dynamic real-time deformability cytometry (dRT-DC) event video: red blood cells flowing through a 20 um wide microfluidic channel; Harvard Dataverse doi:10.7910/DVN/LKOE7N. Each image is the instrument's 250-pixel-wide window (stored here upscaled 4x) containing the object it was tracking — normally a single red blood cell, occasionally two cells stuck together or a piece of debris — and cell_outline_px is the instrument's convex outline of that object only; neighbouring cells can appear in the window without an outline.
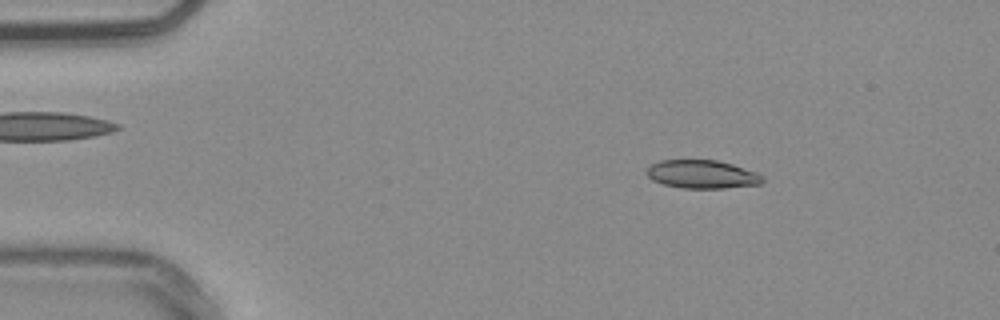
{"species": "common noctule bat (a hibernating species)", "species_latin": "Nyctalus noctula", "temperature_condition": "warm", "stored_images_in_passage": 53, "camera_frame_rate_fps": 3000, "um_per_image_px": 0.085, "animal": {"sex": "male", "body_mass_g": 20.4}, "frame": {"image": 1, "passage_image": 8, "time_ms": 2.333, "image_size_px": [1000, 320], "cell_outline_px": [[764, 180], [760, 184], [724, 188], [680, 188], [664, 184], [652, 180], [648, 176], [648, 168], [652, 164], [660, 160], [716, 160], [732, 164], [760, 172], [764, 176]], "centroid_in_image_um": [59.74, 14.81], "position_along_channel_um": 25.3, "area_um2": 19.19}}
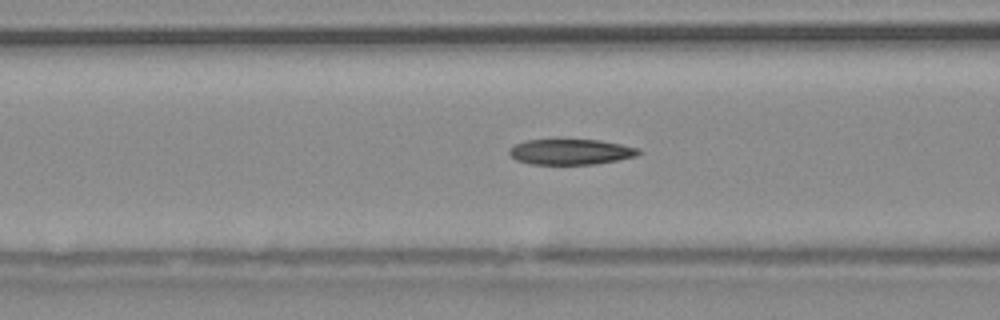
{"frame": {"image": 2, "passage_image": 21, "time_ms": 6.667, "image_size_px": [1000, 320], "cell_outline_px": [[644, 152], [636, 156], [596, 164], [532, 164], [516, 160], [508, 152], [508, 148], [524, 140], [600, 140], [640, 148]], "centroid_in_image_um": [48.53, 12.9], "position_along_channel_um": 118.1, "area_um2": 19.25}}
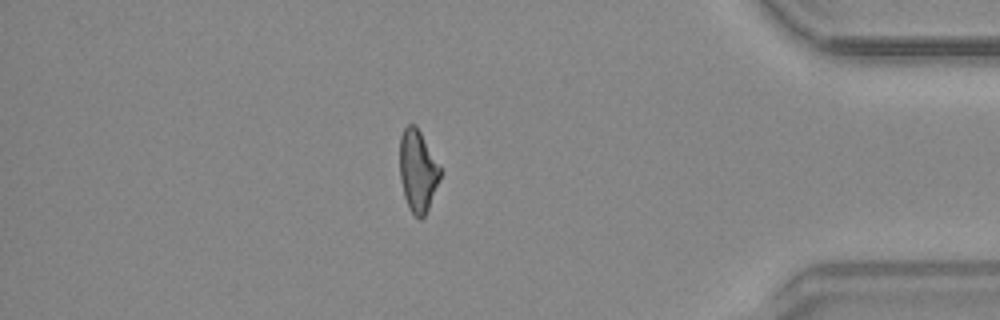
{"frame": {"image": 3, "passage_image": 46, "time_ms": 15.0, "image_size_px": [1000, 320], "cell_outline_px": [[440, 180], [428, 208], [424, 216], [420, 220], [408, 208], [404, 196], [400, 180], [400, 136], [404, 128], [408, 124], [416, 124], [440, 168]], "centroid_in_image_um": [35.49, 14.53], "position_along_channel_um": 399.7, "area_um2": 19.13}, "authors_computed_cell_mechanics": {"area_um2": 19.9988, "velocity_mm_per_s": 3.7978, "shape_relaxation_time_tau1_ms": null, "shape_relaxation_time_tau2_ms": 3.929, "deformation_change_tau1": null, "deformation_change_tau2": 0.1189}}